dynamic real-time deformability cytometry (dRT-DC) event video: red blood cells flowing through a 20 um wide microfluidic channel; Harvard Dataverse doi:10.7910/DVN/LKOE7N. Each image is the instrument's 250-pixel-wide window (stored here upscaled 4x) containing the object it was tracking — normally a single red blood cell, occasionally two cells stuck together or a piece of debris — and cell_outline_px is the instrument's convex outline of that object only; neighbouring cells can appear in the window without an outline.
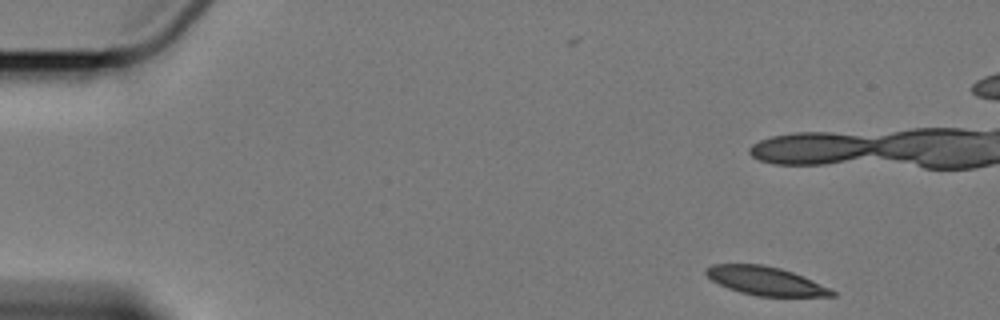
{"species": "Egyptian fruit bat (a non-hibernating species)", "species_latin": "Rousettus aegyptiacus", "temperature_condition": "cold", "stored_images_in_passage": 6, "camera_frame_rate_fps": 3000, "um_per_image_px": 0.085, "animal": {"sex": "female"}, "frame": {"image": 1, "passage_image": 1, "time_ms": 0.0, "image_size_px": [1000, 320], "cell_outline_px": [[836, 296], [756, 296], [740, 292], [728, 288], [712, 280], [704, 272], [712, 264], [760, 264], [780, 268], [792, 272], [812, 280], [836, 292]], "centroid_in_image_um": [65.06, 23.88], "position_along_channel_um": 19.9, "area_um2": 20.63}}